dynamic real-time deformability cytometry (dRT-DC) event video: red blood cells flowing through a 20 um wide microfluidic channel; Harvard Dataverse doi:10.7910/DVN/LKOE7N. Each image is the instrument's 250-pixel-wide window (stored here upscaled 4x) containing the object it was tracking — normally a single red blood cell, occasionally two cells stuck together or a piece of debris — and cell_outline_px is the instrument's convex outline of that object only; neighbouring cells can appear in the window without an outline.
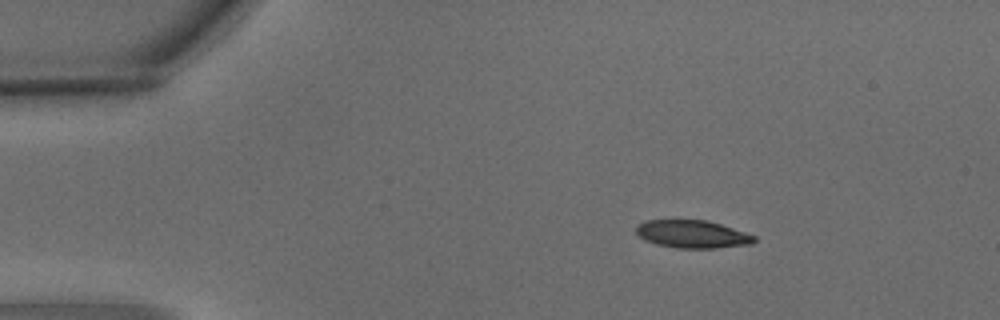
{"species": "common noctule bat (a hibernating species)", "species_latin": "Nyctalus noctula", "temperature_condition": "warm", "stored_images_in_passage": 4, "camera_frame_rate_fps": 3000, "um_per_image_px": 0.085, "animal": {"sex": "male", "body_mass_g": 15.6}, "frame": {"image": 1, "passage_image": 2, "time_ms": 0.333, "image_size_px": [1000, 320], "cell_outline_px": [[756, 240], [752, 244], [716, 248], [676, 248], [656, 244], [644, 240], [636, 232], [636, 224], [644, 220], [708, 220], [756, 236]], "centroid_in_image_um": [58.83, 19.9], "position_along_channel_um": 26.2, "area_um2": 19.19}}